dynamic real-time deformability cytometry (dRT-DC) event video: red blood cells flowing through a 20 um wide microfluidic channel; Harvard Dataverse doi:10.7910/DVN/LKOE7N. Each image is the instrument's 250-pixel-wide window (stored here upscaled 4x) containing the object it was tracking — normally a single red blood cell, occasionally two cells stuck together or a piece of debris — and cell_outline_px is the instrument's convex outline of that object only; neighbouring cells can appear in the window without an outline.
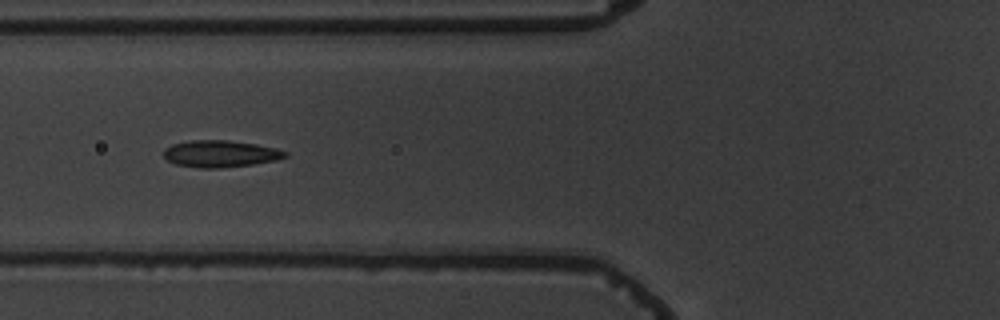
{"species": "common noctule bat (a hibernating species)", "species_latin": "Nyctalus noctula", "temperature_condition": "warm", "stored_images_in_passage": 7, "camera_frame_rate_fps": 3000, "um_per_image_px": 0.085, "animal": {"sex": "male", "body_mass_g": 19.5, "forearm_length_mm": 54.6}, "frame": {"image": 1, "passage_image": 7, "time_ms": 7.0, "image_size_px": [1000, 320], "cell_outline_px": [[288, 156], [276, 160], [252, 164], [220, 168], [200, 168], [176, 164], [168, 160], [164, 156], [164, 148], [172, 144], [192, 140], [228, 140], [256, 144], [276, 148], [288, 152]], "centroid_in_image_um": [18.74, 13.06], "position_along_channel_um": 107.1, "area_um2": 18.96}}